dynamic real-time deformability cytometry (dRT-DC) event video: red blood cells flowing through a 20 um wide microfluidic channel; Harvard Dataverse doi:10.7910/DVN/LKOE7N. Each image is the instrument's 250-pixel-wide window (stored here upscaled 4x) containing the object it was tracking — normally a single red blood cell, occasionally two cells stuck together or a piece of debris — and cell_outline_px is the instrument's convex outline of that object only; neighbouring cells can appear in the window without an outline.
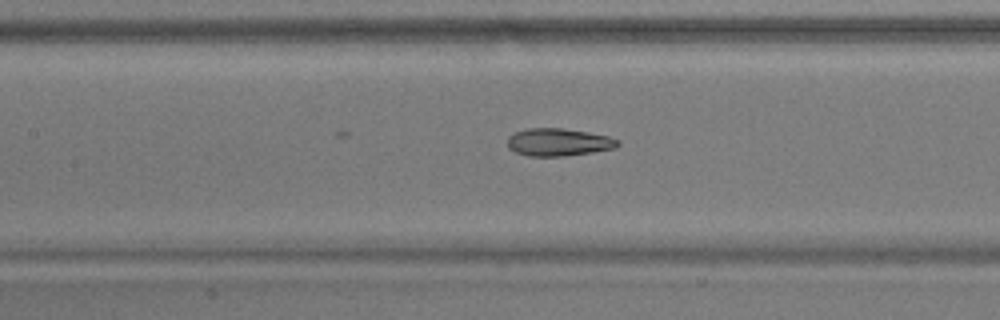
{"species": "common noctule bat (a hibernating species)", "species_latin": "Nyctalus noctula", "temperature_condition": "warm", "stored_images_in_passage": 35, "camera_frame_rate_fps": 3000, "um_per_image_px": 0.085, "animal": {"sex": "male", "body_mass_g": 17.9}, "frame": {"image": 1, "passage_image": 24, "time_ms": 7.667, "image_size_px": [1000, 320], "cell_outline_px": [[620, 144], [616, 148], [592, 152], [564, 156], [528, 156], [516, 152], [508, 148], [508, 136], [524, 128], [564, 128], [588, 132], [608, 136], [620, 140]], "centroid_in_image_um": [47.48, 12.08], "position_along_channel_um": 159.9, "area_um2": 17.86}}
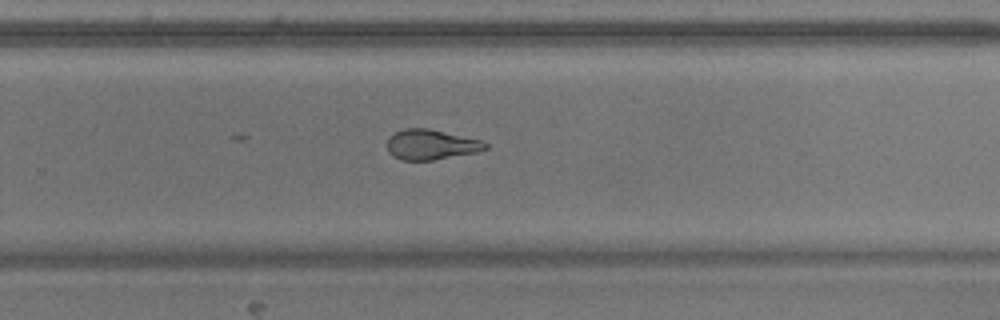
{"frame": {"image": 2, "passage_image": 35, "time_ms": 11.333, "image_size_px": [1000, 320], "cell_outline_px": [[488, 148], [476, 152], [432, 160], [400, 160], [392, 156], [388, 152], [388, 136], [404, 128], [428, 128], [484, 140], [488, 144]], "centroid_in_image_um": [36.64, 12.28], "position_along_channel_um": 293.2, "area_um2": 17.4}}